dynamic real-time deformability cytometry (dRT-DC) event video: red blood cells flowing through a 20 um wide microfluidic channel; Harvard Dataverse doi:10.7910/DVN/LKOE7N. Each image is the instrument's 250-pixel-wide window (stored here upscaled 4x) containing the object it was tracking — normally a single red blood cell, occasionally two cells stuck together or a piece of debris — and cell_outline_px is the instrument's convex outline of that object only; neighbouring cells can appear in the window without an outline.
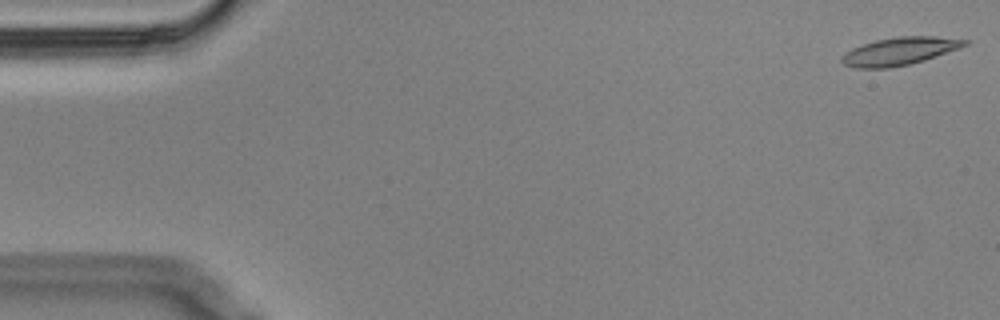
{"species": "Egyptian fruit bat (a non-hibernating species)", "species_latin": "Rousettus aegyptiacus", "temperature_condition": "cold", "stored_images_in_passage": 17, "camera_frame_rate_fps": 3000, "um_per_image_px": 0.085, "animal": {"sex": "male"}, "frame": {"image": 1, "passage_image": 1, "time_ms": 0.0, "image_size_px": [1000, 320], "cell_outline_px": [[968, 44], [924, 60], [908, 64], [888, 68], [852, 68], [844, 64], [840, 60], [840, 56], [852, 48], [876, 40], [896, 36], [936, 36], [968, 40]], "centroid_in_image_um": [76.4, 4.35], "position_along_channel_um": 8.6, "area_um2": 19.71}}
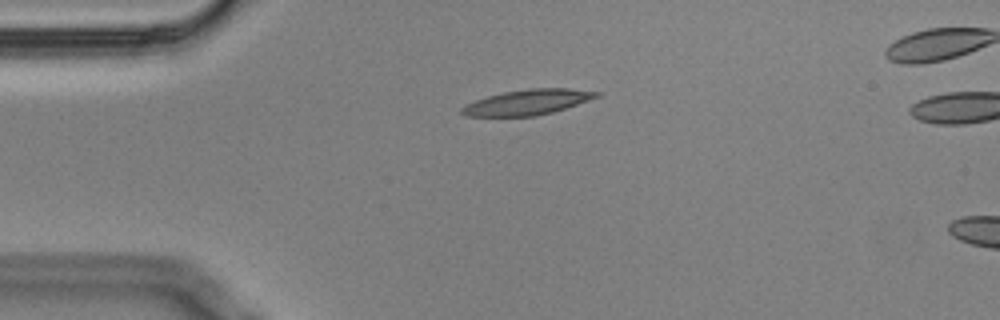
{"frame": {"image": 2, "passage_image": 13, "time_ms": 4.0, "image_size_px": [1000, 320], "cell_outline_px": [[604, 92], [600, 96], [552, 112], [536, 116], [468, 116], [460, 112], [460, 108], [464, 104], [488, 96], [504, 92], [528, 88], [572, 88]], "centroid_in_image_um": [44.86, 8.67], "position_along_channel_um": 40.1, "area_um2": 19.88}}